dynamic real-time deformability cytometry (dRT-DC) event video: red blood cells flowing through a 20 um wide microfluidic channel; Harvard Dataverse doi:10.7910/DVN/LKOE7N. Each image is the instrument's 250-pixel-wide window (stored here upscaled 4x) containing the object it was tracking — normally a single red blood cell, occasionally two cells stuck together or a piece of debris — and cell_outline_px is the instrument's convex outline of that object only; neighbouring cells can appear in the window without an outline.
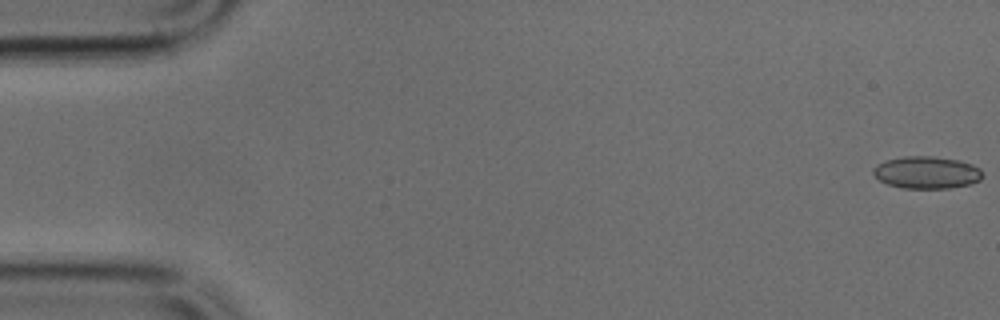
{"species": "common noctule bat (a hibernating species)", "species_latin": "Nyctalus noctula", "temperature_condition": "cold", "stored_images_in_passage": 50, "camera_frame_rate_fps": 3000, "um_per_image_px": 0.085, "animal": {"sex": "male", "body_mass_g": 17.9, "forearm_length_mm": 54.2}, "frame": {"image": 1, "passage_image": 1, "time_ms": 0.0, "image_size_px": [1000, 320], "cell_outline_px": [[984, 176], [980, 180], [968, 184], [948, 188], [904, 188], [888, 184], [880, 180], [872, 172], [872, 168], [876, 164], [888, 160], [904, 156], [932, 156], [956, 160], [972, 164], [980, 168]], "centroid_in_image_um": [78.77, 14.66], "position_along_channel_um": 6.2, "area_um2": 20.4}}
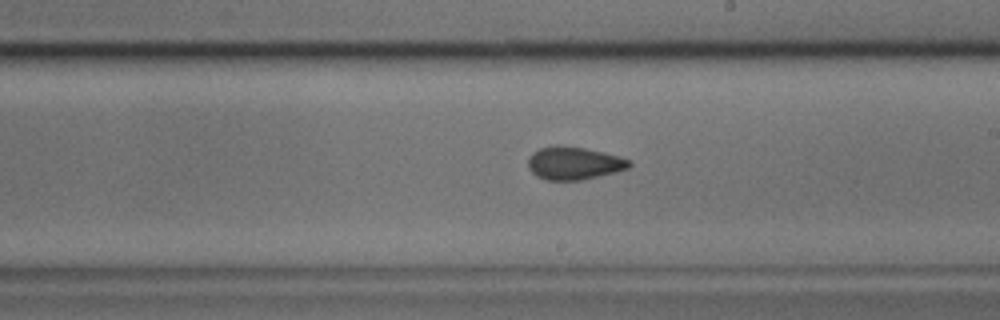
{"frame": {"image": 2, "passage_image": 28, "time_ms": 9.0, "image_size_px": [1000, 320], "cell_outline_px": [[632, 164], [628, 168], [616, 172], [580, 180], [548, 180], [536, 176], [528, 168], [528, 160], [532, 152], [540, 148], [556, 144], [584, 148], [604, 152], [620, 156], [628, 160]], "centroid_in_image_um": [48.77, 13.86], "position_along_channel_um": 240.2, "area_um2": 19.42}}
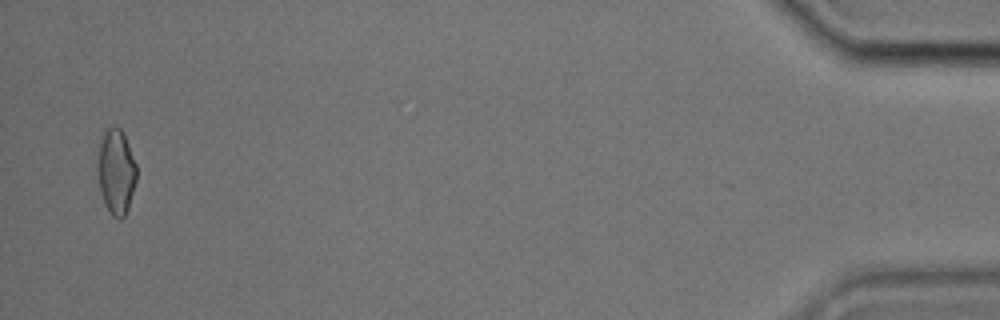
{"frame": {"image": 3, "passage_image": 48, "time_ms": 15.667, "image_size_px": [1000, 320], "cell_outline_px": [[136, 180], [128, 208], [124, 216], [120, 220], [112, 216], [104, 204], [100, 188], [100, 144], [104, 132], [108, 128], [116, 124], [120, 128], [124, 136], [136, 164]], "centroid_in_image_um": [9.9, 14.62], "position_along_channel_um": 425.3, "area_um2": 18.55}}